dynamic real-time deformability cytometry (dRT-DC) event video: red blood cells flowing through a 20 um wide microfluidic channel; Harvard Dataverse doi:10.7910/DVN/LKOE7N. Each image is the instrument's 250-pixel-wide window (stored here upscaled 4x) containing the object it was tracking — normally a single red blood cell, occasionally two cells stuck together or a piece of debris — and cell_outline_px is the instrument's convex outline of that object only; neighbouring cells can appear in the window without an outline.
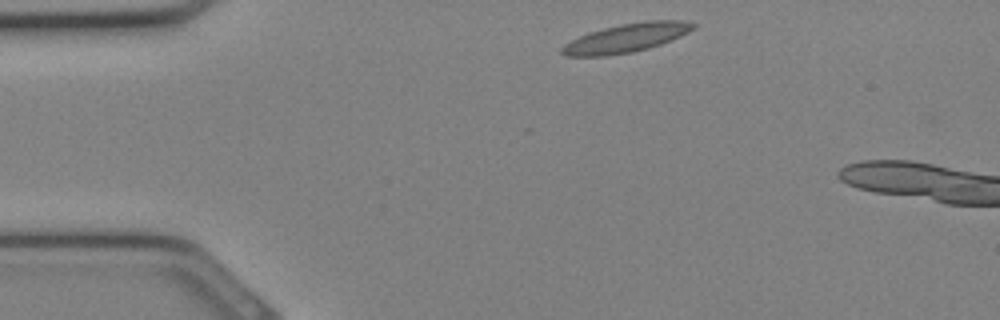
{"species": "Egyptian fruit bat (a non-hibernating species)", "species_latin": "Rousettus aegyptiacus", "temperature_condition": "cold", "stored_images_in_passage": 4, "camera_frame_rate_fps": 3000, "um_per_image_px": 0.085, "animal": {"sex": "female"}, "frame": {"image": 1, "passage_image": 1, "time_ms": 0.0, "image_size_px": [1000, 320], "cell_outline_px": [[696, 28], [680, 36], [660, 44], [648, 48], [632, 52], [608, 56], [564, 56], [560, 52], [560, 48], [564, 44], [588, 32], [620, 24], [648, 20], [680, 20], [696, 24]], "centroid_in_image_um": [53.21, 3.23], "position_along_channel_um": 31.8, "area_um2": 21.96}}